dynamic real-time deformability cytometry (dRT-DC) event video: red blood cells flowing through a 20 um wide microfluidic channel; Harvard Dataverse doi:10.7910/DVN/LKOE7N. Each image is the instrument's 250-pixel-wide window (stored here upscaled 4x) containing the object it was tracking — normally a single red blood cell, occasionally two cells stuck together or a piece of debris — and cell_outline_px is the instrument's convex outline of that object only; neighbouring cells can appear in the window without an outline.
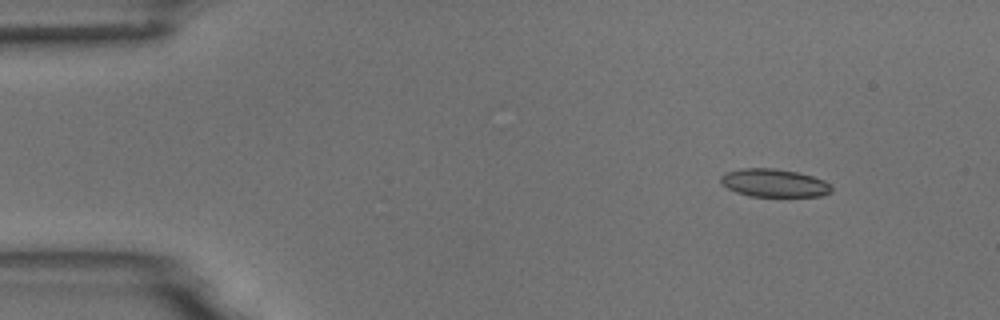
{"species": "common noctule bat (a hibernating species)", "species_latin": "Nyctalus noctula", "temperature_condition": "room temperature", "stored_images_in_passage": 5, "camera_frame_rate_fps": 3000, "um_per_image_px": 0.085, "animal": {"sex": "male", "body_mass_g": 18.8}, "frame": {"image": 1, "passage_image": 2, "time_ms": 1.0, "image_size_px": [1000, 320], "cell_outline_px": [[832, 192], [820, 196], [752, 196], [736, 192], [728, 188], [720, 180], [720, 176], [724, 172], [740, 168], [772, 168], [796, 172], [812, 176], [824, 180], [832, 184]], "centroid_in_image_um": [65.81, 15.54], "position_along_channel_um": 19.2, "area_um2": 18.09}}
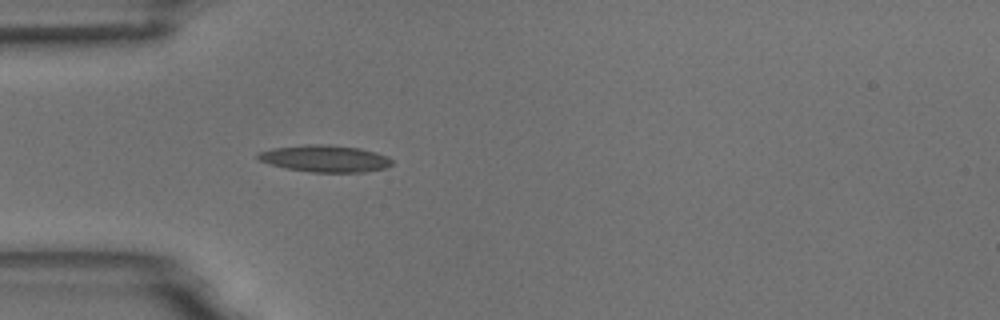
{"frame": {"image": 2, "passage_image": 5, "time_ms": 4.333, "image_size_px": [1000, 320], "cell_outline_px": [[392, 164], [384, 168], [364, 172], [312, 172], [288, 168], [272, 164], [260, 160], [256, 156], [260, 152], [272, 148], [304, 144], [328, 144], [360, 148], [376, 152], [388, 156], [392, 160]], "centroid_in_image_um": [27.66, 13.46], "position_along_channel_um": 57.3, "area_um2": 20.87}}